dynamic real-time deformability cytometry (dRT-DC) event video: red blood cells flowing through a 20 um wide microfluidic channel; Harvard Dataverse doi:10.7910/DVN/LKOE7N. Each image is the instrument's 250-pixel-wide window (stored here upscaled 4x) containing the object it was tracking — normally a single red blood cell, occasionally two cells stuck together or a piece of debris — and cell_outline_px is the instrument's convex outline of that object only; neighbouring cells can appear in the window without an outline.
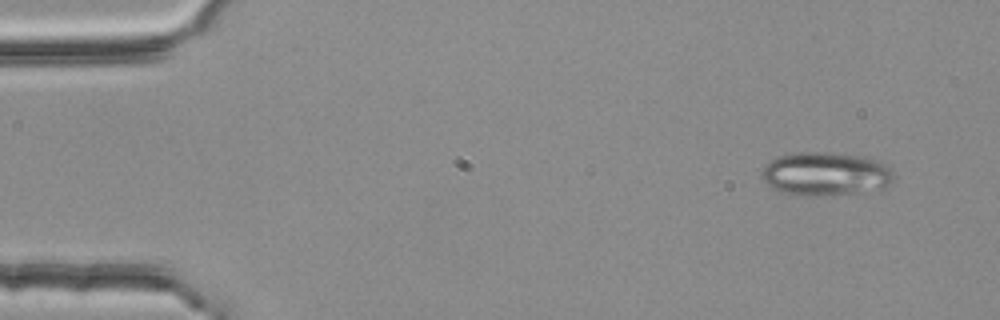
{"species": "common noctule bat (a hibernating species)", "species_latin": "Nyctalus noctula", "temperature_condition": "room temperature", "stored_images_in_passage": 5, "camera_frame_rate_fps": 3000, "um_per_image_px": 0.085, "animal": {"sex": "female", "body_mass_g": 25.1}, "frame": {"image": 1, "passage_image": 1, "time_ms": 0.0, "image_size_px": [1000, 320], "cell_outline_px": [[892, 180], [884, 188], [856, 192], [812, 196], [800, 196], [780, 192], [764, 184], [760, 172], [772, 160], [780, 156], [800, 152], [824, 152], [864, 156], [880, 160], [892, 172]], "centroid_in_image_um": [70.13, 14.78], "position_along_channel_um": 14.9, "area_um2": 33.35}}